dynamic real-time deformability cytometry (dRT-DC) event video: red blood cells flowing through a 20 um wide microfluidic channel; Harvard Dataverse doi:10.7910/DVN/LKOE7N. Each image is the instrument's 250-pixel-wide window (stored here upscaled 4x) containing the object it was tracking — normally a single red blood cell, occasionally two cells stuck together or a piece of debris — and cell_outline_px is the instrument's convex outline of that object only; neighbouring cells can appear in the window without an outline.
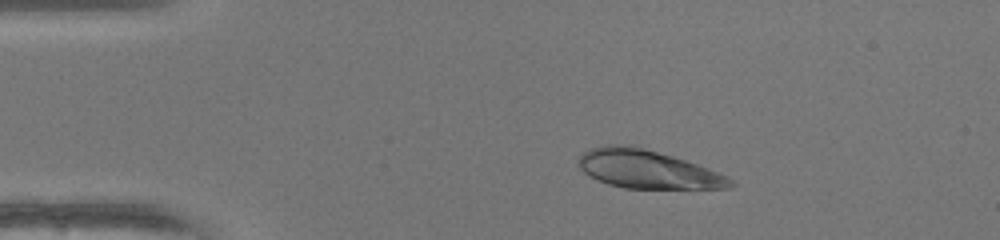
{"species": "human", "species_latin": "Homo sapiens", "temperature_condition": "warm", "stored_images_in_passage": 41, "camera_frame_rate_fps": 3000, "um_per_image_px": 0.085, "donor": {"sex": "female"}, "frame": {"image": 1, "passage_image": 1, "time_ms": 0.0, "image_size_px": [1000, 240], "cell_outline_px": [[736, 184], [732, 188], [624, 188], [608, 184], [596, 180], [584, 172], [576, 164], [576, 160], [588, 148], [608, 144], [628, 144], [644, 148], [672, 156], [708, 168], [728, 176]], "centroid_in_image_um": [54.99, 14.38], "position_along_channel_um": 30.0, "area_um2": 34.04}}
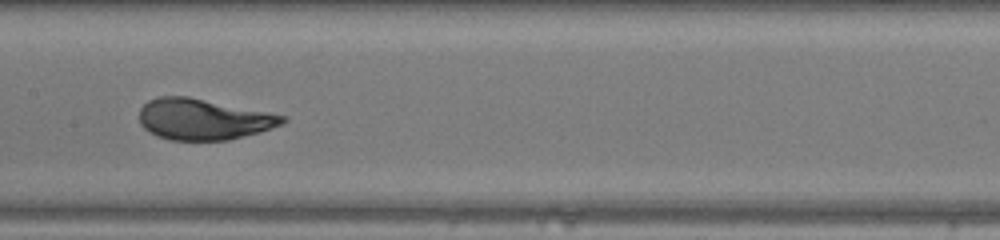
{"frame": {"image": 2, "passage_image": 17, "time_ms": 5.333, "image_size_px": [1000, 240], "cell_outline_px": [[288, 120], [284, 124], [260, 132], [228, 140], [168, 140], [156, 136], [148, 132], [140, 124], [140, 108], [148, 100], [156, 96], [188, 96], [288, 116]], "centroid_in_image_um": [17.28, 10.14], "position_along_channel_um": 190.1, "area_um2": 34.51}}
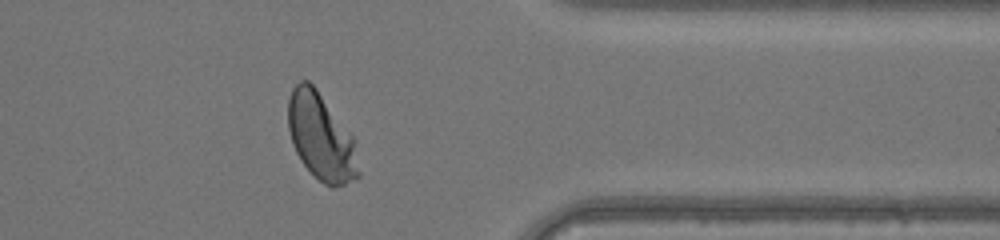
{"frame": {"image": 3, "passage_image": 32, "time_ms": 10.333, "image_size_px": [1000, 240], "cell_outline_px": [[360, 176], [344, 184], [332, 188], [324, 184], [300, 160], [292, 144], [288, 128], [288, 100], [292, 88], [300, 80], [308, 80], [316, 88], [352, 136], [360, 172]], "centroid_in_image_um": [27.26, 11.64], "position_along_channel_um": 384.1, "area_um2": 35.14}, "authors_computed_cell_mechanics": {"area_um2": 34.2176, "velocity_mm_per_s": 4.1477, "shape_relaxation_time_tau1_ms": 2.8177, "shape_relaxation_time_tau2_ms": null, "deformation_change_tau1": 0.1987, "deformation_change_tau2": null}}